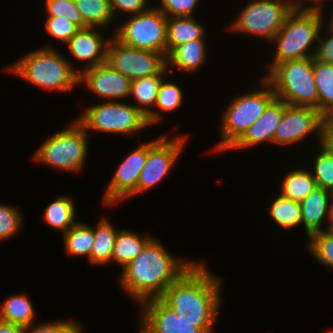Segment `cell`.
Here are the masks:
<instances>
[{"mask_svg":"<svg viewBox=\"0 0 333 333\" xmlns=\"http://www.w3.org/2000/svg\"><path fill=\"white\" fill-rule=\"evenodd\" d=\"M169 253L159 240L153 238L122 269L119 278L121 288L139 304L161 298L166 289L195 263L177 259Z\"/></svg>","mask_w":333,"mask_h":333,"instance_id":"obj_1","label":"cell"},{"mask_svg":"<svg viewBox=\"0 0 333 333\" xmlns=\"http://www.w3.org/2000/svg\"><path fill=\"white\" fill-rule=\"evenodd\" d=\"M196 261L165 291L161 299L186 322H216L222 305L221 277ZM218 276V277H217Z\"/></svg>","mask_w":333,"mask_h":333,"instance_id":"obj_2","label":"cell"},{"mask_svg":"<svg viewBox=\"0 0 333 333\" xmlns=\"http://www.w3.org/2000/svg\"><path fill=\"white\" fill-rule=\"evenodd\" d=\"M72 65L49 44L22 56L6 71L43 89L72 92L80 84L81 73Z\"/></svg>","mask_w":333,"mask_h":333,"instance_id":"obj_3","label":"cell"},{"mask_svg":"<svg viewBox=\"0 0 333 333\" xmlns=\"http://www.w3.org/2000/svg\"><path fill=\"white\" fill-rule=\"evenodd\" d=\"M322 14L320 10L293 9L271 41L277 46L273 62L268 64L269 71L278 63L314 57L313 50L312 53L307 51L318 42L319 34L324 28Z\"/></svg>","mask_w":333,"mask_h":333,"instance_id":"obj_4","label":"cell"},{"mask_svg":"<svg viewBox=\"0 0 333 333\" xmlns=\"http://www.w3.org/2000/svg\"><path fill=\"white\" fill-rule=\"evenodd\" d=\"M264 78L271 84L276 98L291 106L315 108L319 98L313 74V57L276 64Z\"/></svg>","mask_w":333,"mask_h":333,"instance_id":"obj_5","label":"cell"},{"mask_svg":"<svg viewBox=\"0 0 333 333\" xmlns=\"http://www.w3.org/2000/svg\"><path fill=\"white\" fill-rule=\"evenodd\" d=\"M262 90L235 96L222 113L221 140L212 152L229 150L264 113L276 98L271 84L263 77Z\"/></svg>","mask_w":333,"mask_h":333,"instance_id":"obj_6","label":"cell"},{"mask_svg":"<svg viewBox=\"0 0 333 333\" xmlns=\"http://www.w3.org/2000/svg\"><path fill=\"white\" fill-rule=\"evenodd\" d=\"M67 129L57 130L37 149L33 160L61 170L80 172L89 150L88 132L77 121Z\"/></svg>","mask_w":333,"mask_h":333,"instance_id":"obj_7","label":"cell"},{"mask_svg":"<svg viewBox=\"0 0 333 333\" xmlns=\"http://www.w3.org/2000/svg\"><path fill=\"white\" fill-rule=\"evenodd\" d=\"M123 44L161 53L167 58V17L156 7L131 15L114 33Z\"/></svg>","mask_w":333,"mask_h":333,"instance_id":"obj_8","label":"cell"},{"mask_svg":"<svg viewBox=\"0 0 333 333\" xmlns=\"http://www.w3.org/2000/svg\"><path fill=\"white\" fill-rule=\"evenodd\" d=\"M85 129L129 136L149 126L144 116L131 103L104 101L89 107L76 119Z\"/></svg>","mask_w":333,"mask_h":333,"instance_id":"obj_9","label":"cell"},{"mask_svg":"<svg viewBox=\"0 0 333 333\" xmlns=\"http://www.w3.org/2000/svg\"><path fill=\"white\" fill-rule=\"evenodd\" d=\"M292 11L287 0H253L227 28L230 32L258 35L271 42Z\"/></svg>","mask_w":333,"mask_h":333,"instance_id":"obj_10","label":"cell"},{"mask_svg":"<svg viewBox=\"0 0 333 333\" xmlns=\"http://www.w3.org/2000/svg\"><path fill=\"white\" fill-rule=\"evenodd\" d=\"M107 62L110 66L131 80L157 74H166L167 60L161 53L127 46L115 36L107 47Z\"/></svg>","mask_w":333,"mask_h":333,"instance_id":"obj_11","label":"cell"},{"mask_svg":"<svg viewBox=\"0 0 333 333\" xmlns=\"http://www.w3.org/2000/svg\"><path fill=\"white\" fill-rule=\"evenodd\" d=\"M187 137L179 135L168 140L164 135L147 142V158L139 175L137 194L151 190L170 174L178 162Z\"/></svg>","mask_w":333,"mask_h":333,"instance_id":"obj_12","label":"cell"},{"mask_svg":"<svg viewBox=\"0 0 333 333\" xmlns=\"http://www.w3.org/2000/svg\"><path fill=\"white\" fill-rule=\"evenodd\" d=\"M327 120L315 108L287 105L279 123L274 143L281 145L296 144L315 133L318 143L325 141Z\"/></svg>","mask_w":333,"mask_h":333,"instance_id":"obj_13","label":"cell"},{"mask_svg":"<svg viewBox=\"0 0 333 333\" xmlns=\"http://www.w3.org/2000/svg\"><path fill=\"white\" fill-rule=\"evenodd\" d=\"M139 333H212L215 322H186L161 298L142 302Z\"/></svg>","mask_w":333,"mask_h":333,"instance_id":"obj_14","label":"cell"},{"mask_svg":"<svg viewBox=\"0 0 333 333\" xmlns=\"http://www.w3.org/2000/svg\"><path fill=\"white\" fill-rule=\"evenodd\" d=\"M147 158V143L136 147L115 171L103 196L106 206L118 204L124 199L137 195V184L140 172Z\"/></svg>","mask_w":333,"mask_h":333,"instance_id":"obj_15","label":"cell"},{"mask_svg":"<svg viewBox=\"0 0 333 333\" xmlns=\"http://www.w3.org/2000/svg\"><path fill=\"white\" fill-rule=\"evenodd\" d=\"M79 83L104 101L117 99L118 102L130 96L131 79L114 70L108 62L81 71Z\"/></svg>","mask_w":333,"mask_h":333,"instance_id":"obj_16","label":"cell"},{"mask_svg":"<svg viewBox=\"0 0 333 333\" xmlns=\"http://www.w3.org/2000/svg\"><path fill=\"white\" fill-rule=\"evenodd\" d=\"M288 104L275 98L265 109L262 116L255 121L244 135L229 149H247L267 141L274 143V135Z\"/></svg>","mask_w":333,"mask_h":333,"instance_id":"obj_17","label":"cell"},{"mask_svg":"<svg viewBox=\"0 0 333 333\" xmlns=\"http://www.w3.org/2000/svg\"><path fill=\"white\" fill-rule=\"evenodd\" d=\"M97 28H80L66 43L72 57L85 62L86 65L82 71L107 62V47L110 39H104Z\"/></svg>","mask_w":333,"mask_h":333,"instance_id":"obj_18","label":"cell"},{"mask_svg":"<svg viewBox=\"0 0 333 333\" xmlns=\"http://www.w3.org/2000/svg\"><path fill=\"white\" fill-rule=\"evenodd\" d=\"M330 197V191L316 187L300 202L301 224L304 226L307 238L314 233L324 231L321 224L325 218L329 219Z\"/></svg>","mask_w":333,"mask_h":333,"instance_id":"obj_19","label":"cell"},{"mask_svg":"<svg viewBox=\"0 0 333 333\" xmlns=\"http://www.w3.org/2000/svg\"><path fill=\"white\" fill-rule=\"evenodd\" d=\"M164 75L157 74L131 80L130 97L134 96L138 103V105L133 104V106L147 117L149 126L157 125L162 121L159 111L156 112L151 107L156 105L159 87Z\"/></svg>","mask_w":333,"mask_h":333,"instance_id":"obj_20","label":"cell"},{"mask_svg":"<svg viewBox=\"0 0 333 333\" xmlns=\"http://www.w3.org/2000/svg\"><path fill=\"white\" fill-rule=\"evenodd\" d=\"M206 46L205 39H196L175 47L166 58L167 70L173 73L176 67L179 71L191 73L200 69L206 60Z\"/></svg>","mask_w":333,"mask_h":333,"instance_id":"obj_21","label":"cell"},{"mask_svg":"<svg viewBox=\"0 0 333 333\" xmlns=\"http://www.w3.org/2000/svg\"><path fill=\"white\" fill-rule=\"evenodd\" d=\"M193 17L167 18V56L177 46L205 38V29Z\"/></svg>","mask_w":333,"mask_h":333,"instance_id":"obj_22","label":"cell"},{"mask_svg":"<svg viewBox=\"0 0 333 333\" xmlns=\"http://www.w3.org/2000/svg\"><path fill=\"white\" fill-rule=\"evenodd\" d=\"M140 234L127 229H120L116 235L112 262H116L122 269L132 260H134L153 239L149 234L139 236Z\"/></svg>","mask_w":333,"mask_h":333,"instance_id":"obj_23","label":"cell"},{"mask_svg":"<svg viewBox=\"0 0 333 333\" xmlns=\"http://www.w3.org/2000/svg\"><path fill=\"white\" fill-rule=\"evenodd\" d=\"M94 228V242L91 248L89 262L95 265H107L112 262L114 241L119 230L105 217L97 221Z\"/></svg>","mask_w":333,"mask_h":333,"instance_id":"obj_24","label":"cell"},{"mask_svg":"<svg viewBox=\"0 0 333 333\" xmlns=\"http://www.w3.org/2000/svg\"><path fill=\"white\" fill-rule=\"evenodd\" d=\"M313 74L319 98V112L328 121L333 119V65L313 57Z\"/></svg>","mask_w":333,"mask_h":333,"instance_id":"obj_25","label":"cell"},{"mask_svg":"<svg viewBox=\"0 0 333 333\" xmlns=\"http://www.w3.org/2000/svg\"><path fill=\"white\" fill-rule=\"evenodd\" d=\"M25 293L10 295L0 307V320L24 328L34 324L35 309Z\"/></svg>","mask_w":333,"mask_h":333,"instance_id":"obj_26","label":"cell"},{"mask_svg":"<svg viewBox=\"0 0 333 333\" xmlns=\"http://www.w3.org/2000/svg\"><path fill=\"white\" fill-rule=\"evenodd\" d=\"M76 211L72 197L60 195L47 206L43 219L54 230H60L64 234L77 222Z\"/></svg>","mask_w":333,"mask_h":333,"instance_id":"obj_27","label":"cell"},{"mask_svg":"<svg viewBox=\"0 0 333 333\" xmlns=\"http://www.w3.org/2000/svg\"><path fill=\"white\" fill-rule=\"evenodd\" d=\"M281 185L280 195L297 202L303 201L317 187L312 172L306 168L291 170Z\"/></svg>","mask_w":333,"mask_h":333,"instance_id":"obj_28","label":"cell"},{"mask_svg":"<svg viewBox=\"0 0 333 333\" xmlns=\"http://www.w3.org/2000/svg\"><path fill=\"white\" fill-rule=\"evenodd\" d=\"M63 241L65 252L69 256H86L89 259L94 242V228L85 223L76 222L63 234Z\"/></svg>","mask_w":333,"mask_h":333,"instance_id":"obj_29","label":"cell"},{"mask_svg":"<svg viewBox=\"0 0 333 333\" xmlns=\"http://www.w3.org/2000/svg\"><path fill=\"white\" fill-rule=\"evenodd\" d=\"M80 11L84 22L89 27L102 29L107 27L112 20H116L112 14L109 0H73ZM107 25V26H106Z\"/></svg>","mask_w":333,"mask_h":333,"instance_id":"obj_30","label":"cell"},{"mask_svg":"<svg viewBox=\"0 0 333 333\" xmlns=\"http://www.w3.org/2000/svg\"><path fill=\"white\" fill-rule=\"evenodd\" d=\"M268 211L276 224L283 229H292L301 225L300 202L285 198L279 194L273 199Z\"/></svg>","mask_w":333,"mask_h":333,"instance_id":"obj_31","label":"cell"},{"mask_svg":"<svg viewBox=\"0 0 333 333\" xmlns=\"http://www.w3.org/2000/svg\"><path fill=\"white\" fill-rule=\"evenodd\" d=\"M314 158L312 176L319 188L333 192V148L325 140Z\"/></svg>","mask_w":333,"mask_h":333,"instance_id":"obj_32","label":"cell"},{"mask_svg":"<svg viewBox=\"0 0 333 333\" xmlns=\"http://www.w3.org/2000/svg\"><path fill=\"white\" fill-rule=\"evenodd\" d=\"M308 240L307 248L313 257L324 266L333 268V232L325 229L312 234Z\"/></svg>","mask_w":333,"mask_h":333,"instance_id":"obj_33","label":"cell"},{"mask_svg":"<svg viewBox=\"0 0 333 333\" xmlns=\"http://www.w3.org/2000/svg\"><path fill=\"white\" fill-rule=\"evenodd\" d=\"M182 100L183 92L180 86L162 79L155 105L160 112H170L179 108L183 103Z\"/></svg>","mask_w":333,"mask_h":333,"instance_id":"obj_34","label":"cell"},{"mask_svg":"<svg viewBox=\"0 0 333 333\" xmlns=\"http://www.w3.org/2000/svg\"><path fill=\"white\" fill-rule=\"evenodd\" d=\"M48 16L63 17L76 24L79 28L89 27L83 20L73 0H46Z\"/></svg>","mask_w":333,"mask_h":333,"instance_id":"obj_35","label":"cell"},{"mask_svg":"<svg viewBox=\"0 0 333 333\" xmlns=\"http://www.w3.org/2000/svg\"><path fill=\"white\" fill-rule=\"evenodd\" d=\"M20 210L14 206L0 203V242L19 233L22 224Z\"/></svg>","mask_w":333,"mask_h":333,"instance_id":"obj_36","label":"cell"},{"mask_svg":"<svg viewBox=\"0 0 333 333\" xmlns=\"http://www.w3.org/2000/svg\"><path fill=\"white\" fill-rule=\"evenodd\" d=\"M45 32L52 38L67 43L80 29L76 24L63 17L47 16Z\"/></svg>","mask_w":333,"mask_h":333,"instance_id":"obj_37","label":"cell"},{"mask_svg":"<svg viewBox=\"0 0 333 333\" xmlns=\"http://www.w3.org/2000/svg\"><path fill=\"white\" fill-rule=\"evenodd\" d=\"M162 6L158 8L167 18L193 17L199 0H159Z\"/></svg>","mask_w":333,"mask_h":333,"instance_id":"obj_38","label":"cell"},{"mask_svg":"<svg viewBox=\"0 0 333 333\" xmlns=\"http://www.w3.org/2000/svg\"><path fill=\"white\" fill-rule=\"evenodd\" d=\"M82 326L76 321H58L53 323H37L26 327L24 333H82Z\"/></svg>","mask_w":333,"mask_h":333,"instance_id":"obj_39","label":"cell"},{"mask_svg":"<svg viewBox=\"0 0 333 333\" xmlns=\"http://www.w3.org/2000/svg\"><path fill=\"white\" fill-rule=\"evenodd\" d=\"M110 7L114 18H117L118 12L121 10L122 13H129L131 15H136L147 11L150 8L147 7L148 0H109Z\"/></svg>","mask_w":333,"mask_h":333,"instance_id":"obj_40","label":"cell"},{"mask_svg":"<svg viewBox=\"0 0 333 333\" xmlns=\"http://www.w3.org/2000/svg\"><path fill=\"white\" fill-rule=\"evenodd\" d=\"M326 31L325 38H322V34H319L318 44L314 50V58L318 61L333 65V31L328 29H326Z\"/></svg>","mask_w":333,"mask_h":333,"instance_id":"obj_41","label":"cell"},{"mask_svg":"<svg viewBox=\"0 0 333 333\" xmlns=\"http://www.w3.org/2000/svg\"><path fill=\"white\" fill-rule=\"evenodd\" d=\"M287 1L292 6L293 9H314V10H320L322 12L323 11L322 5L324 4L323 2L326 0H293V1L287 0ZM305 1H307V3L308 1L314 3L306 5Z\"/></svg>","mask_w":333,"mask_h":333,"instance_id":"obj_42","label":"cell"},{"mask_svg":"<svg viewBox=\"0 0 333 333\" xmlns=\"http://www.w3.org/2000/svg\"><path fill=\"white\" fill-rule=\"evenodd\" d=\"M25 328L0 320V333H24Z\"/></svg>","mask_w":333,"mask_h":333,"instance_id":"obj_43","label":"cell"},{"mask_svg":"<svg viewBox=\"0 0 333 333\" xmlns=\"http://www.w3.org/2000/svg\"><path fill=\"white\" fill-rule=\"evenodd\" d=\"M325 140L333 148V119L328 120L327 123H326Z\"/></svg>","mask_w":333,"mask_h":333,"instance_id":"obj_44","label":"cell"},{"mask_svg":"<svg viewBox=\"0 0 333 333\" xmlns=\"http://www.w3.org/2000/svg\"><path fill=\"white\" fill-rule=\"evenodd\" d=\"M330 223L328 224L326 230H330L333 227V192H331L330 197V208H329V220Z\"/></svg>","mask_w":333,"mask_h":333,"instance_id":"obj_45","label":"cell"},{"mask_svg":"<svg viewBox=\"0 0 333 333\" xmlns=\"http://www.w3.org/2000/svg\"><path fill=\"white\" fill-rule=\"evenodd\" d=\"M329 26L327 27L328 30L333 31V11H332V16L331 19H329Z\"/></svg>","mask_w":333,"mask_h":333,"instance_id":"obj_46","label":"cell"}]
</instances>
